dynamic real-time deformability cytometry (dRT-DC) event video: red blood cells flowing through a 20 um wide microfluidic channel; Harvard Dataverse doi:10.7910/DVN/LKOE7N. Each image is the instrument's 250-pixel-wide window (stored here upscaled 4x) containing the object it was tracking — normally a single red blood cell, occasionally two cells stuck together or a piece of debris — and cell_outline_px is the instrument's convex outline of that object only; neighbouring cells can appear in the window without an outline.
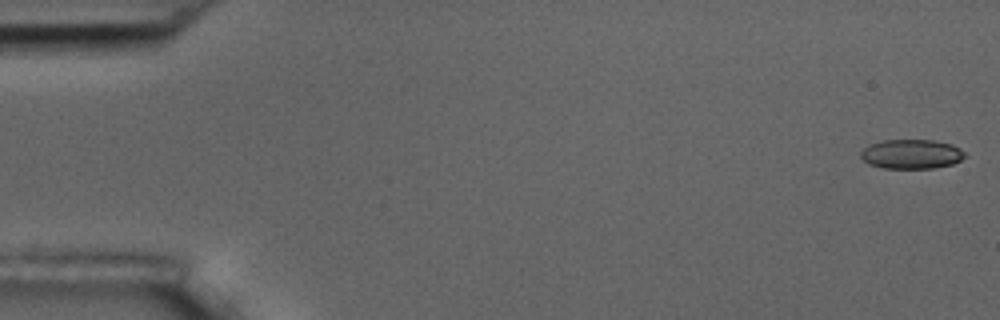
{"species": "common noctule bat (a hibernating species)", "species_latin": "Nyctalus noctula", "temperature_condition": "room temperature", "stored_images_in_passage": 10, "camera_frame_rate_fps": 3000, "um_per_image_px": 0.085, "animal": {"sex": "male", "body_mass_g": 17.5, "forearm_length_mm": 52.3}, "frame": {"image": 1, "passage_image": 1, "time_ms": 0.0, "image_size_px": [1000, 320], "cell_outline_px": [[968, 156], [952, 164], [932, 168], [884, 168], [868, 164], [860, 156], [860, 152], [868, 144], [884, 140], [932, 140], [952, 144], [960, 148]], "centroid_in_image_um": [77.47, 13.09], "position_along_channel_um": 7.5, "area_um2": 17.92}}
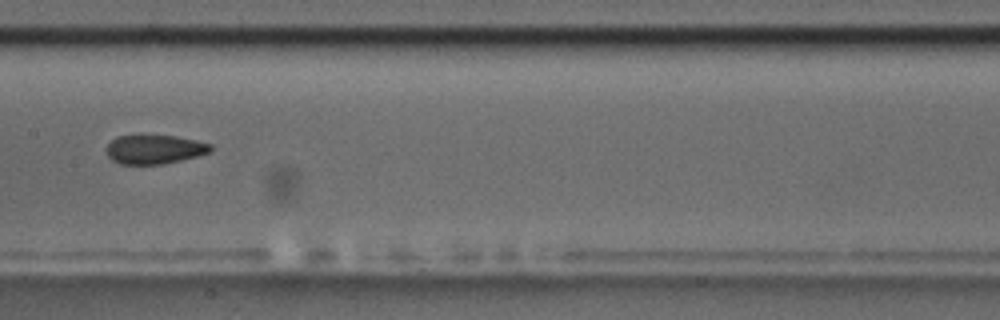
{"frame": {"image": 2, "passage_image": 9, "time_ms": 9.0, "image_size_px": [1000, 320], "cell_outline_px": [[212, 148], [208, 152], [200, 156], [164, 164], [120, 164], [112, 160], [108, 156], [104, 148], [116, 136], [140, 132], [144, 132], [176, 136], [196, 140], [212, 144]], "centroid_in_image_um": [13.09, 12.64], "position_along_channel_um": 194.3, "area_um2": 18.61}}
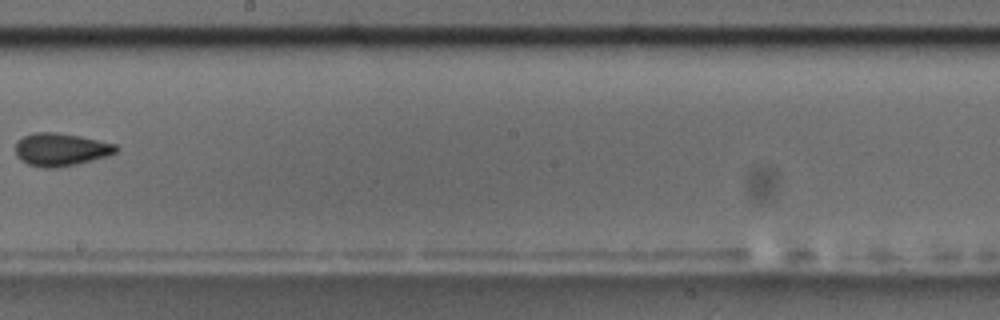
{"frame": {"image": 3, "passage_image": 10, "time_ms": 10.333, "image_size_px": [1000, 320], "cell_outline_px": [[120, 148], [116, 152], [108, 156], [76, 164], [56, 168], [44, 168], [28, 164], [20, 160], [16, 156], [16, 140], [32, 132], [56, 132], [80, 136], [116, 144]], "centroid_in_image_um": [5.16, 12.7], "position_along_channel_um": 243.0, "area_um2": 19.42}}